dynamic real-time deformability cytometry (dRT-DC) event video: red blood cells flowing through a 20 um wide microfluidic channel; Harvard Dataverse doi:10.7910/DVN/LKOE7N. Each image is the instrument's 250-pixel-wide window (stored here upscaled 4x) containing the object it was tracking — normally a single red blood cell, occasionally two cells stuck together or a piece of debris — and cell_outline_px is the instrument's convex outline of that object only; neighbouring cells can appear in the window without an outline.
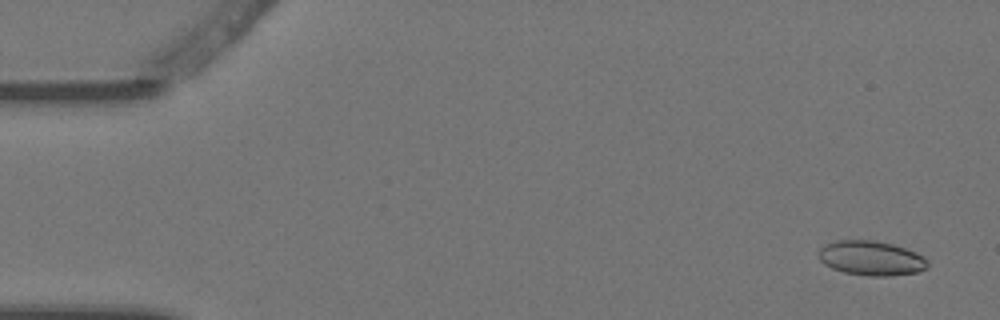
{"species": "Egyptian fruit bat (a non-hibernating species)", "species_latin": "Rousettus aegyptiacus", "temperature_condition": "warm", "stored_images_in_passage": 6, "camera_frame_rate_fps": 3000, "um_per_image_px": 0.085, "animal": {"sex": "female"}, "frame": {"image": 1, "passage_image": 1, "time_ms": 0.0, "image_size_px": [1000, 320], "cell_outline_px": [[928, 268], [916, 272], [892, 276], [868, 276], [844, 272], [832, 268], [824, 264], [820, 260], [820, 248], [824, 244], [836, 240], [876, 240], [892, 244], [916, 252], [924, 256], [928, 264]], "centroid_in_image_um": [74.06, 21.94], "position_along_channel_um": 10.9, "area_um2": 22.02}}
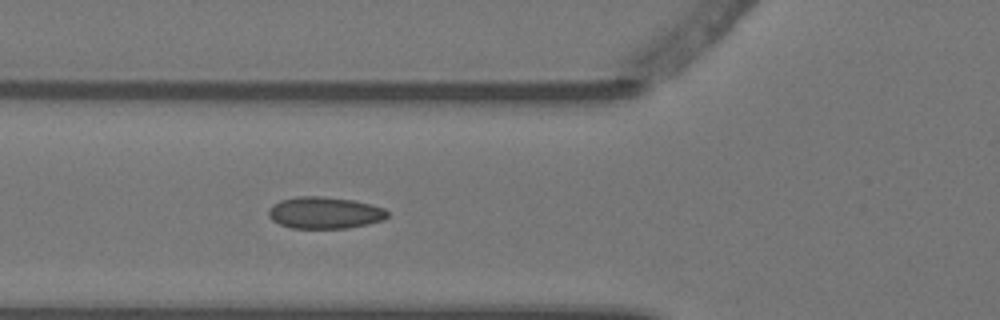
{"frame": {"image": 2, "passage_image": 6, "time_ms": 1.667, "image_size_px": [1000, 320], "cell_outline_px": [[388, 216], [384, 220], [368, 224], [348, 228], [292, 228], [280, 224], [272, 220], [268, 216], [268, 212], [280, 200], [296, 196], [324, 196], [352, 200], [372, 204], [384, 208], [388, 212]], "centroid_in_image_um": [27.63, 18.08], "position_along_channel_um": 98.2, "area_um2": 22.02}}